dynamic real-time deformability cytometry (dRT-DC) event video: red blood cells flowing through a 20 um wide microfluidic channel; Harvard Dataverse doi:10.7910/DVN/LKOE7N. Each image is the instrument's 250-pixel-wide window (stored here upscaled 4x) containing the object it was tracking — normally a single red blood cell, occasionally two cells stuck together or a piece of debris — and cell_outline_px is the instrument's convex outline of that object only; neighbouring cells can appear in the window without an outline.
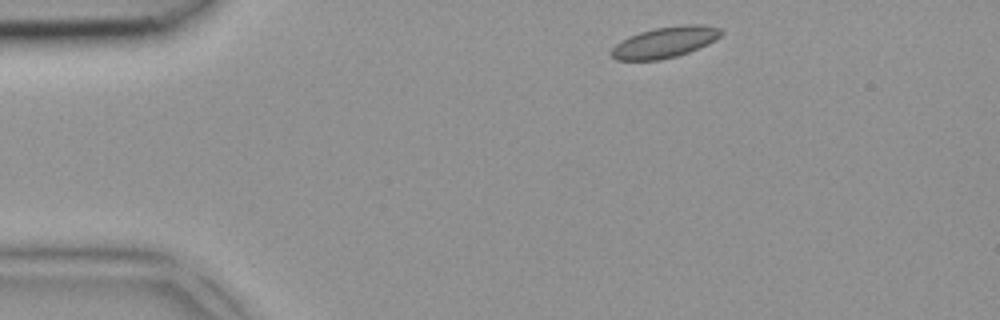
{"species": "common noctule bat (a hibernating species)", "species_latin": "Nyctalus noctula", "temperature_condition": "room temperature", "stored_images_in_passage": 1, "camera_frame_rate_fps": 3000, "um_per_image_px": 0.085, "animal": {"sex": "female", "body_mass_g": 18.4}, "frame": {"image": 1, "passage_image": 1, "time_ms": 0.0, "image_size_px": [1000, 320], "cell_outline_px": [[724, 32], [716, 40], [708, 44], [688, 52], [676, 56], [660, 60], [616, 60], [608, 52], [616, 44], [628, 36], [640, 32], [656, 28], [684, 24], [704, 24], [720, 28]], "centroid_in_image_um": [56.52, 3.58], "position_along_channel_um": 28.5, "area_um2": 19.88}}